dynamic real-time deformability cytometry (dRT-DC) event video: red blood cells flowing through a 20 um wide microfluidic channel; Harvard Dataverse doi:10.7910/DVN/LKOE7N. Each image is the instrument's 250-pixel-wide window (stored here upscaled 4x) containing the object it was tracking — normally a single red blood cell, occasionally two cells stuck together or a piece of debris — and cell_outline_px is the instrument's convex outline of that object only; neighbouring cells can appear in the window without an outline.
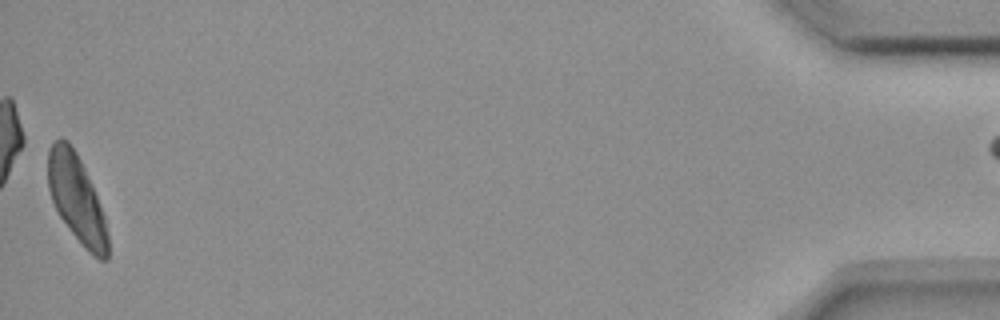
{"species": "common noctule bat (a hibernating species)", "species_latin": "Nyctalus noctula", "temperature_condition": "room temperature", "stored_images_in_passage": 54, "camera_frame_rate_fps": 3000, "um_per_image_px": 0.085, "animal": {"sex": "female", "body_mass_g": 18.4}, "frame": {"image": 1, "passage_image": 54, "time_ms": 17.667, "image_size_px": [1000, 320], "cell_outline_px": [[108, 260], [100, 260], [92, 256], [84, 248], [60, 216], [52, 200], [48, 188], [48, 148], [60, 136], [68, 140], [76, 152], [84, 168], [96, 196], [104, 216], [108, 236]], "centroid_in_image_um": [6.51, 16.89], "position_along_channel_um": 428.7, "area_um2": 30.17}}